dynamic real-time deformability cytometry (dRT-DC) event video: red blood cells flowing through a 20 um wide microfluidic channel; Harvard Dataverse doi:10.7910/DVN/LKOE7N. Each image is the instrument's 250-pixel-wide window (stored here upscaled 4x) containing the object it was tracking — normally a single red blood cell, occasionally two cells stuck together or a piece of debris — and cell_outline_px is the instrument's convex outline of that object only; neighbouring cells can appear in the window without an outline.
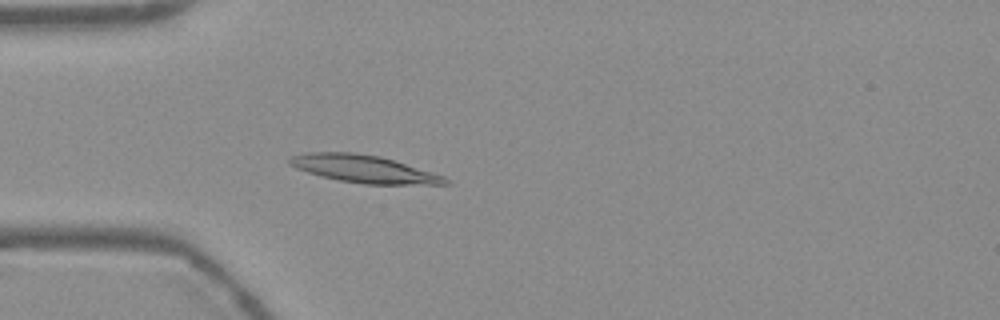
{"species": "Egyptian fruit bat (a non-hibernating species)", "species_latin": "Rousettus aegyptiacus", "temperature_condition": "warm", "stored_images_in_passage": 55, "camera_frame_rate_fps": 3000, "um_per_image_px": 0.085, "frame": {"image": 1, "passage_image": 16, "time_ms": 5.0, "image_size_px": [1000, 320], "cell_outline_px": [[452, 184], [364, 184], [336, 180], [320, 176], [296, 168], [288, 164], [288, 160], [292, 156], [304, 152], [352, 152], [380, 156], [432, 172], [444, 176], [452, 180]], "centroid_in_image_um": [30.92, 14.36], "position_along_channel_um": 54.1, "area_um2": 25.03}}
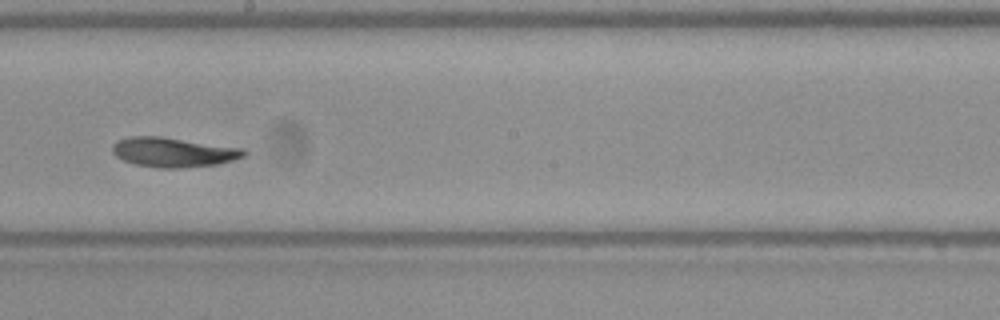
{"frame": {"image": 2, "passage_image": 31, "time_ms": 10.0, "image_size_px": [1000, 320], "cell_outline_px": [[248, 152], [244, 156], [232, 160], [216, 164], [180, 168], [156, 168], [136, 164], [124, 160], [116, 156], [112, 152], [112, 144], [116, 140], [128, 136], [160, 136], [244, 148]], "centroid_in_image_um": [14.71, 12.93], "position_along_channel_um": 233.5, "area_um2": 22.77}}
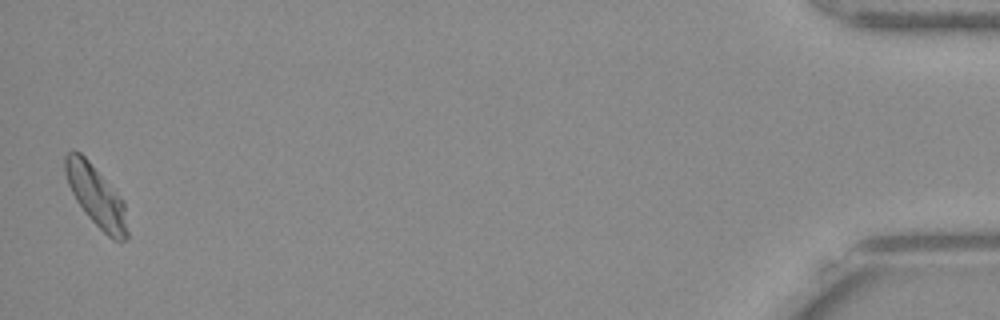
{"frame": {"image": 3, "passage_image": 54, "time_ms": 17.667, "image_size_px": [1000, 320], "cell_outline_px": [[128, 236], [120, 244], [112, 240], [88, 216], [76, 200], [68, 184], [64, 172], [64, 156], [72, 148], [80, 152], [88, 160], [120, 196], [124, 204], [128, 232]], "centroid_in_image_um": [8.16, 16.67], "position_along_channel_um": 427.0, "area_um2": 21.96}, "authors_computed_cell_mechanics": {"area_um2": 22.3686, "velocity_mm_per_s": 3.7278, "shape_relaxation_time_tau1_ms": 6.6871, "shape_relaxation_time_tau2_ms": 3.3701, "deformation_change_tau1": 0.1598, "deformation_change_tau2": 0.0787}}